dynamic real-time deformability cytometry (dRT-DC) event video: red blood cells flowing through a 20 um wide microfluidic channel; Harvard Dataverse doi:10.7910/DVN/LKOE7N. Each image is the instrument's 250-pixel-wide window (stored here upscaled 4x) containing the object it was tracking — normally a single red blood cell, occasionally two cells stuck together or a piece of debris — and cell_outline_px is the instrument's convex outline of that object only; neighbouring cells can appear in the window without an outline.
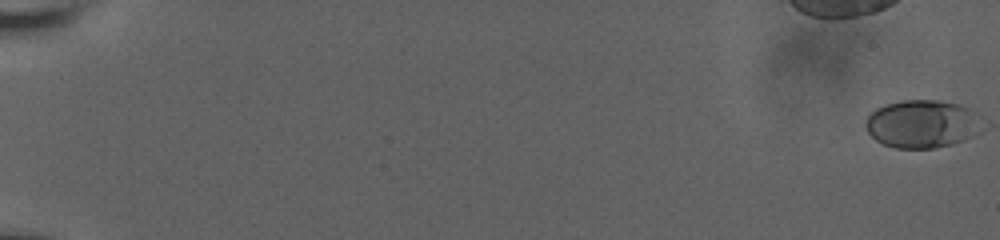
{"species": "human", "species_latin": "Homo sapiens", "temperature_condition": "room temperature", "stored_images_in_passage": 40, "camera_frame_rate_fps": 3000, "um_per_image_px": 0.085, "donor": {"sex": "male"}, "frame": {"image": 1, "passage_image": 1, "time_ms": 0.0, "image_size_px": [1000, 240], "cell_outline_px": [[972, 136], [964, 140], [952, 144], [932, 148], [896, 148], [880, 144], [868, 132], [864, 124], [868, 116], [876, 108], [884, 104], [900, 100], [936, 100], [956, 104], [968, 108]], "centroid_in_image_um": [78.13, 10.54], "position_along_channel_um": 6.9, "area_um2": 31.1}}
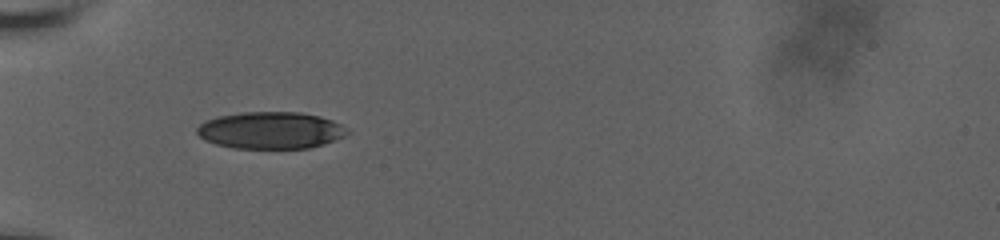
{"frame": {"image": 2, "passage_image": 39, "time_ms": 7.667, "image_size_px": [1000, 240], "cell_outline_px": [[348, 132], [344, 136], [324, 144], [308, 148], [232, 148], [216, 144], [204, 140], [196, 132], [196, 128], [204, 120], [216, 116], [240, 112], [300, 112], [320, 116], [332, 120], [340, 124]], "centroid_in_image_um": [22.95, 11.07], "position_along_channel_um": 62.0, "area_um2": 32.43}}